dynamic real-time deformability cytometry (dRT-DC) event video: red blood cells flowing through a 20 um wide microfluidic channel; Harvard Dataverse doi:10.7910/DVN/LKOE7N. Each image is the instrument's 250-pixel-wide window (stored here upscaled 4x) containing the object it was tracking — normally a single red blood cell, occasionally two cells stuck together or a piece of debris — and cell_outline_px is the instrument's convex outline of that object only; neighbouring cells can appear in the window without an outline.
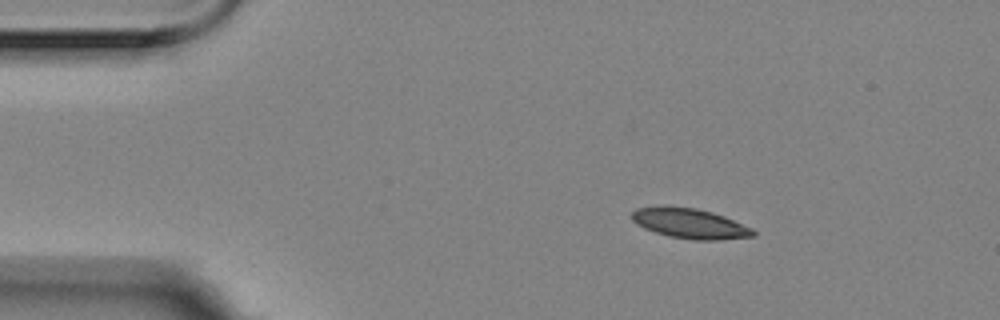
{"species": "Egyptian fruit bat (a non-hibernating species)", "species_latin": "Rousettus aegyptiacus", "temperature_condition": "room temperature", "stored_images_in_passage": 4, "camera_frame_rate_fps": 3000, "um_per_image_px": 0.085, "animal": {"sex": "female"}, "frame": {"image": 1, "passage_image": 2, "time_ms": 0.333, "image_size_px": [1000, 320], "cell_outline_px": [[756, 236], [720, 240], [692, 240], [668, 236], [644, 228], [636, 224], [632, 220], [632, 212], [636, 208], [664, 204], [696, 208], [712, 212], [724, 216], [752, 228], [756, 232]], "centroid_in_image_um": [58.62, 18.98], "position_along_channel_um": 26.4, "area_um2": 21.68}}